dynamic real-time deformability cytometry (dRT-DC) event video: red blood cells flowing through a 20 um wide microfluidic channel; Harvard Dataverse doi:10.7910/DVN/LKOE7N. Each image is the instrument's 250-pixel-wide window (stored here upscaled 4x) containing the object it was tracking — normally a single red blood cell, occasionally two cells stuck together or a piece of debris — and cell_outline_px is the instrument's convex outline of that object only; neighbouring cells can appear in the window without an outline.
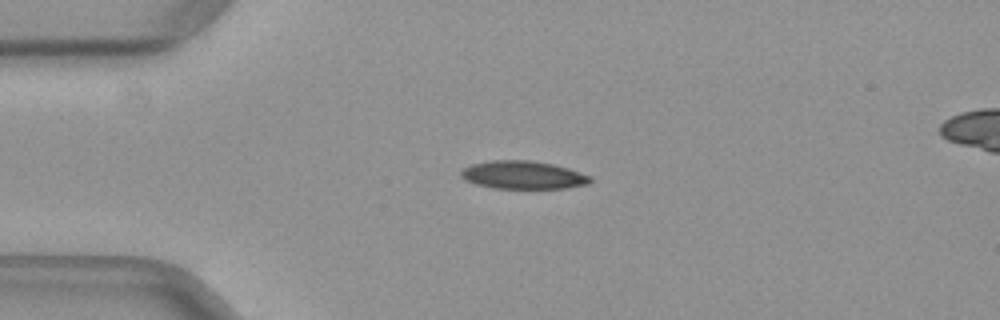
{"species": "common noctule bat (a hibernating species)", "species_latin": "Nyctalus noctula", "temperature_condition": "warm", "stored_images_in_passage": 39, "camera_frame_rate_fps": 3000, "um_per_image_px": 0.085, "animal": {"sex": "female", "body_mass_g": 29.2, "forearm_length_mm": 56.3}, "frame": {"image": 1, "passage_image": 1, "time_ms": 0.0, "image_size_px": [1000, 320], "cell_outline_px": [[592, 180], [588, 184], [568, 188], [492, 188], [476, 184], [464, 180], [460, 176], [460, 168], [472, 164], [492, 160], [528, 160], [552, 164], [568, 168], [592, 176]], "centroid_in_image_um": [44.43, 14.87], "position_along_channel_um": 40.6, "area_um2": 21.27}}